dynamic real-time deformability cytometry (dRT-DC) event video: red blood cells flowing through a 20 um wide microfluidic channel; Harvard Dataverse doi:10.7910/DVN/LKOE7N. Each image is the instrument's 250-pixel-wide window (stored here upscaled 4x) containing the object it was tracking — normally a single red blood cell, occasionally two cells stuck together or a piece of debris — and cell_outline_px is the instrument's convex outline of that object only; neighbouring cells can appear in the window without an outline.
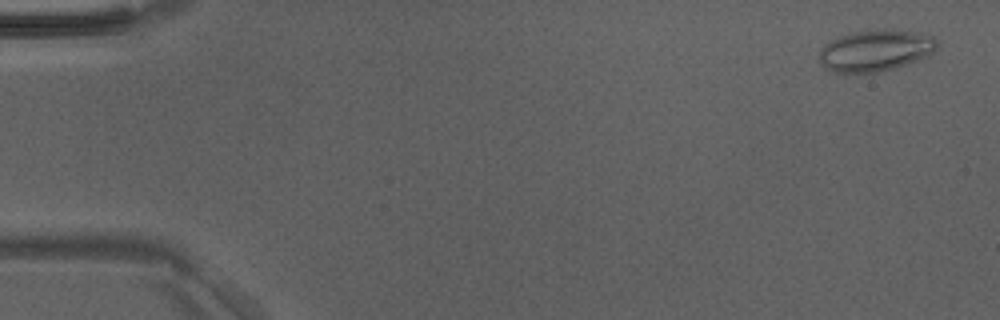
{"species": "Egyptian fruit bat (a non-hibernating species)", "species_latin": "Rousettus aegyptiacus", "temperature_condition": "room temperature", "stored_images_in_passage": 5, "camera_frame_rate_fps": 3000, "um_per_image_px": 0.085, "animal": {"sex": "male"}, "frame": {"image": 1, "passage_image": 1, "time_ms": 0.0, "image_size_px": [1000, 320], "cell_outline_px": [[940, 44], [928, 56], [896, 68], [876, 72], [832, 72], [820, 60], [820, 48], [832, 40], [840, 36], [856, 32], [884, 28], [912, 32], [932, 36]], "centroid_in_image_um": [74.45, 4.29], "position_along_channel_um": 10.5, "area_um2": 28.09}}